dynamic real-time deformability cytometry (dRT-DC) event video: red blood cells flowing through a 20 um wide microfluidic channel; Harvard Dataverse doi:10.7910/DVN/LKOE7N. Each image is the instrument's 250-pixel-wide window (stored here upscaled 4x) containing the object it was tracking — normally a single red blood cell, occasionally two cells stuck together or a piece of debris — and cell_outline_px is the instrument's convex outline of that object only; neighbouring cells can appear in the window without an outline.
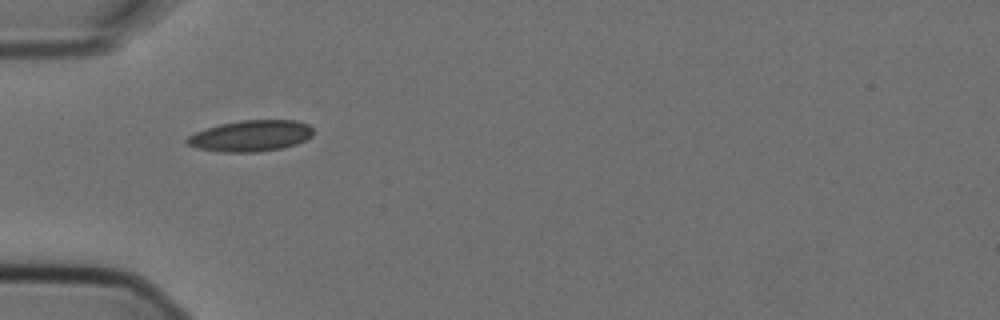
{"species": "Egyptian fruit bat (a non-hibernating species)", "species_latin": "Rousettus aegyptiacus", "temperature_condition": "cold", "stored_images_in_passage": 2, "camera_frame_rate_fps": 3000, "um_per_image_px": 0.085, "animal": {"sex": "female"}, "frame": {"image": 1, "passage_image": 1, "time_ms": 0.0, "image_size_px": [1000, 320], "cell_outline_px": [[312, 136], [296, 144], [280, 148], [256, 152], [224, 152], [196, 148], [188, 144], [184, 140], [188, 136], [196, 132], [220, 124], [240, 120], [296, 120], [308, 124], [312, 128]], "centroid_in_image_um": [21.31, 11.54], "position_along_channel_um": 63.7, "area_um2": 22.77}}
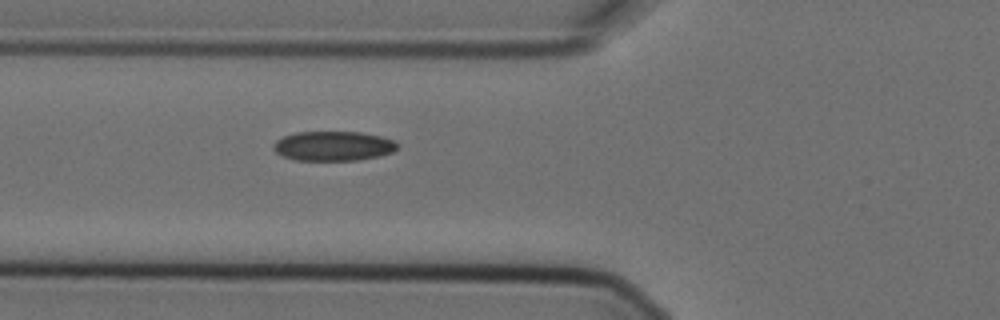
{"frame": {"image": 2, "passage_image": 2, "time_ms": 0.333, "image_size_px": [1000, 320], "cell_outline_px": [[400, 144], [392, 152], [380, 156], [356, 160], [296, 160], [284, 156], [276, 152], [272, 148], [272, 144], [276, 140], [284, 136], [296, 132], [360, 132], [380, 136], [392, 140]], "centroid_in_image_um": [28.32, 12.41], "position_along_channel_um": 97.5, "area_um2": 21.33}}